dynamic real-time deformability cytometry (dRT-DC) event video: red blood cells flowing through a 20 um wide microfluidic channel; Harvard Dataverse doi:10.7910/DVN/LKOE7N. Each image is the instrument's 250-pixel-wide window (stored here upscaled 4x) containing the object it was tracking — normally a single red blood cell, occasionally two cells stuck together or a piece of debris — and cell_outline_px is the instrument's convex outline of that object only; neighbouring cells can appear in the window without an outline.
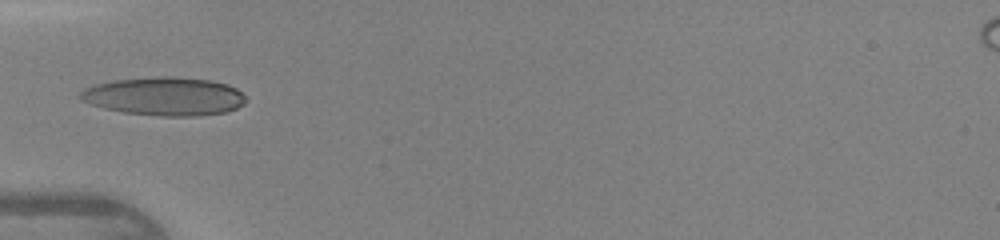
{"species": "human", "species_latin": "Homo sapiens", "temperature_condition": "warm", "stored_images_in_passage": 30, "camera_frame_rate_fps": 3000, "um_per_image_px": 0.085, "donor": {"sex": "female"}, "frame": {"image": 1, "passage_image": 1, "time_ms": 0.0, "image_size_px": [1000, 240], "cell_outline_px": [[248, 100], [244, 104], [236, 108], [224, 112], [196, 116], [160, 116], [124, 112], [104, 108], [88, 104], [80, 100], [76, 96], [84, 88], [96, 84], [112, 80], [156, 76], [172, 76], [212, 80], [228, 84], [236, 88]], "centroid_in_image_um": [13.95, 8.18], "position_along_channel_um": 71.1, "area_um2": 37.4}}
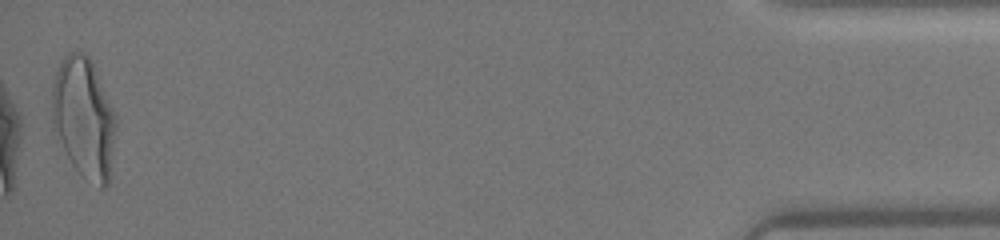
{"frame": {"image": 2, "passage_image": 30, "time_ms": 9.667, "image_size_px": [1000, 240], "cell_outline_px": [[116, 128], [108, 184], [104, 188], [100, 188], [84, 176], [72, 164], [56, 140], [52, 128], [52, 84], [60, 60], [68, 52], [84, 52], [92, 60], [116, 116]], "centroid_in_image_um": [7.1, 9.99], "position_along_channel_um": 428.1, "area_um2": 45.14}}